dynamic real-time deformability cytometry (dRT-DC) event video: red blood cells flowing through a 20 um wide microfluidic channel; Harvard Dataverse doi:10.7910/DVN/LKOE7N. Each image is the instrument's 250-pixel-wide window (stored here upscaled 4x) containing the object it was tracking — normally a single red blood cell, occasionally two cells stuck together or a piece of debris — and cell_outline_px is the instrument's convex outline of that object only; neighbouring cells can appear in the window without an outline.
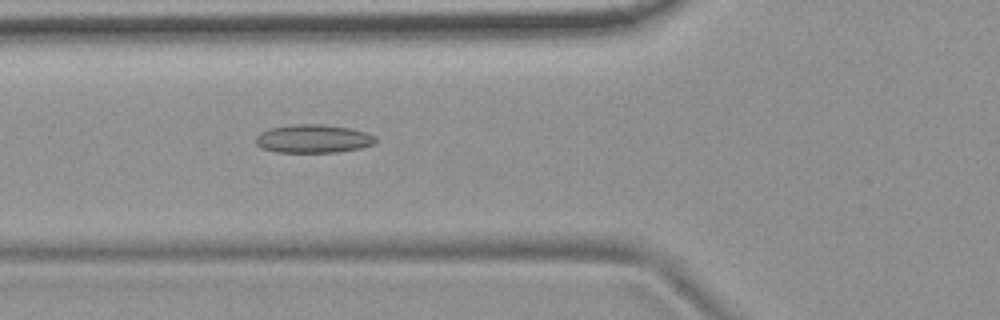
{"species": "common noctule bat (a hibernating species)", "species_latin": "Nyctalus noctula", "temperature_condition": "room temperature", "stored_images_in_passage": 53, "camera_frame_rate_fps": 3000, "um_per_image_px": 0.085, "animal": {"sex": "female", "body_mass_g": 19.9}, "frame": {"image": 1, "passage_image": 19, "time_ms": 6.0, "image_size_px": [1000, 320], "cell_outline_px": [[376, 144], [360, 148], [336, 152], [276, 152], [260, 148], [256, 144], [256, 136], [260, 132], [272, 128], [292, 124], [320, 124], [352, 128], [376, 136]], "centroid_in_image_um": [26.63, 11.79], "position_along_channel_um": 99.2, "area_um2": 19.88}}
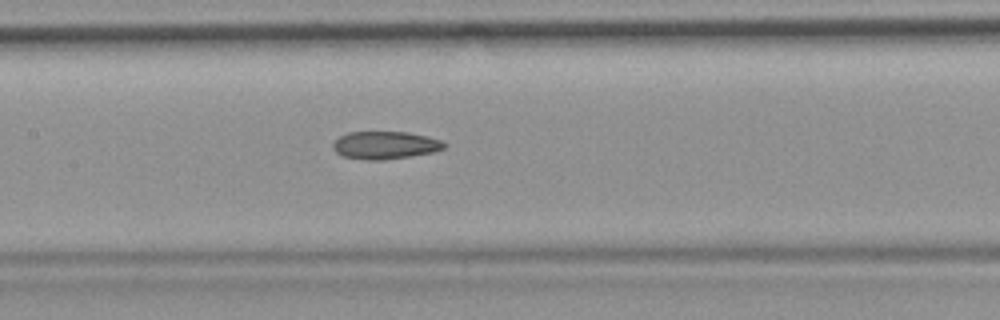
{"frame": {"image": 2, "passage_image": 25, "time_ms": 8.0, "image_size_px": [1000, 320], "cell_outline_px": [[448, 144], [444, 148], [432, 152], [384, 160], [368, 160], [344, 156], [336, 152], [332, 148], [332, 144], [340, 136], [348, 132], [408, 132], [428, 136], [440, 140]], "centroid_in_image_um": [32.74, 12.33], "position_along_channel_um": 174.7, "area_um2": 17.86}}
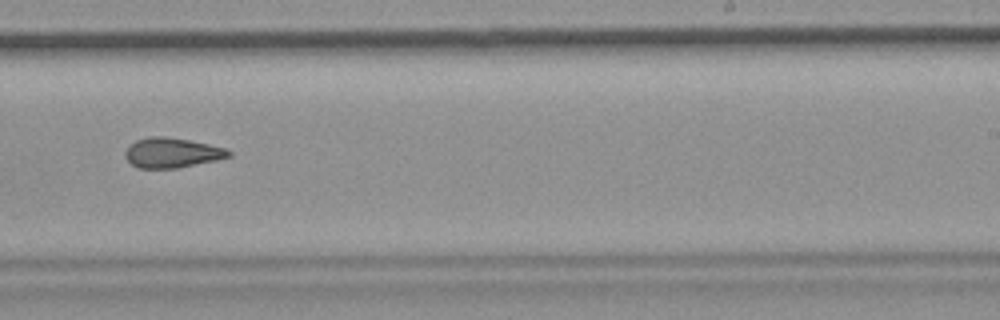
{"frame": {"image": 3, "passage_image": 33, "time_ms": 10.667, "image_size_px": [1000, 320], "cell_outline_px": [[232, 156], [216, 160], [176, 168], [136, 168], [124, 156], [124, 152], [136, 140], [148, 136], [164, 136], [188, 140], [228, 148], [232, 152]], "centroid_in_image_um": [14.63, 12.98], "position_along_channel_um": 274.4, "area_um2": 18.03}, "authors_computed_cell_mechanics": {"area_um2": 18.6116, "velocity_mm_per_s": 3.7636, "shape_relaxation_time_tau1_ms": null, "shape_relaxation_time_tau2_ms": 6.1437, "deformation_change_tau1": null, "deformation_change_tau2": 0.1553}}